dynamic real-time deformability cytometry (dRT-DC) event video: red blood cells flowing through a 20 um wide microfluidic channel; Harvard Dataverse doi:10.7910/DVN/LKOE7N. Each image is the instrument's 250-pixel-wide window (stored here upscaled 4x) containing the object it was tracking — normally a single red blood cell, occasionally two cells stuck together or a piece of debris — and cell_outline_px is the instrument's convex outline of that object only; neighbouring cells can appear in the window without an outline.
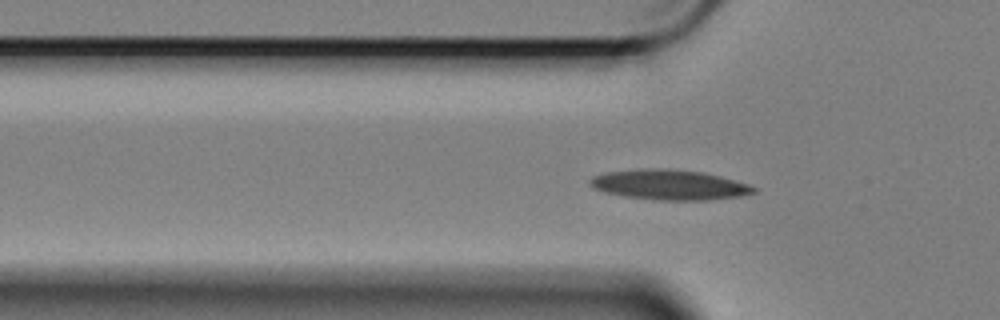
{"species": "Egyptian fruit bat (a non-hibernating species)", "species_latin": "Rousettus aegyptiacus", "temperature_condition": "cold", "stored_images_in_passage": 58, "camera_frame_rate_fps": 3000, "um_per_image_px": 0.085, "animal": {"sex": "female"}, "frame": {"image": 1, "passage_image": 17, "time_ms": 5.333, "image_size_px": [1000, 320], "cell_outline_px": [[760, 188], [756, 192], [740, 196], [708, 200], [660, 200], [624, 196], [604, 192], [592, 188], [588, 184], [588, 180], [592, 176], [608, 172], [636, 168], [668, 168], [704, 172], [720, 176], [748, 184]], "centroid_in_image_um": [56.88, 15.69], "position_along_channel_um": 68.9, "area_um2": 29.07}}
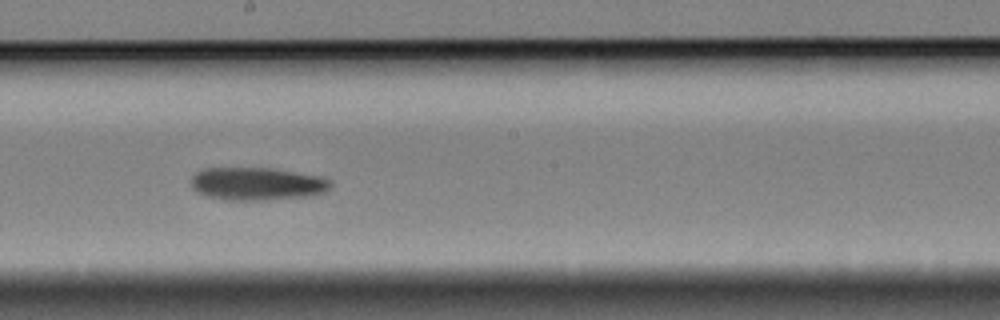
{"frame": {"image": 2, "passage_image": 31, "time_ms": 10.0, "image_size_px": [1000, 320], "cell_outline_px": [[332, 188], [324, 192], [312, 196], [264, 200], [224, 200], [208, 196], [196, 192], [192, 188], [192, 176], [196, 172], [204, 168], [272, 168], [320, 176], [332, 180]], "centroid_in_image_um": [21.88, 15.63], "position_along_channel_um": 226.3, "area_um2": 26.99}}
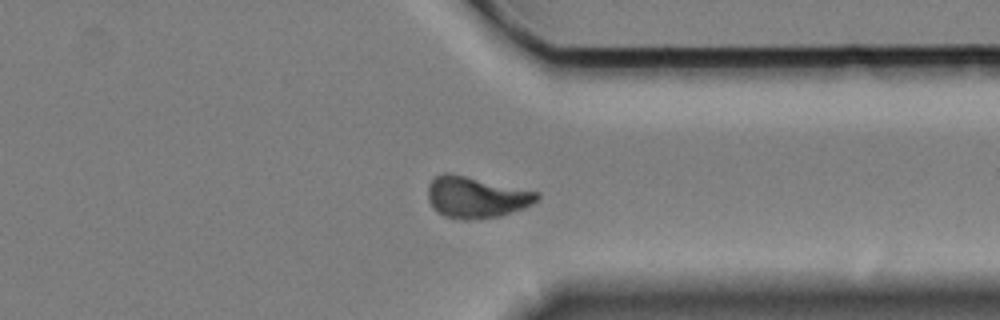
{"frame": {"image": 3, "passage_image": 44, "time_ms": 14.333, "image_size_px": [1000, 320], "cell_outline_px": [[540, 196], [532, 204], [524, 208], [500, 216], [468, 220], [464, 220], [444, 216], [436, 212], [428, 200], [428, 184], [436, 176], [444, 172], [448, 172], [540, 192]], "centroid_in_image_um": [40.46, 16.76], "position_along_channel_um": 370.9, "area_um2": 26.36}, "authors_computed_cell_mechanics": {"area_um2": 26.0967, "velocity_mm_per_s": 3.3671, "shape_relaxation_time_tau1_ms": 4.9044, "shape_relaxation_time_tau2_ms": null, "deformation_change_tau1": 0.1115, "deformation_change_tau2": null}}